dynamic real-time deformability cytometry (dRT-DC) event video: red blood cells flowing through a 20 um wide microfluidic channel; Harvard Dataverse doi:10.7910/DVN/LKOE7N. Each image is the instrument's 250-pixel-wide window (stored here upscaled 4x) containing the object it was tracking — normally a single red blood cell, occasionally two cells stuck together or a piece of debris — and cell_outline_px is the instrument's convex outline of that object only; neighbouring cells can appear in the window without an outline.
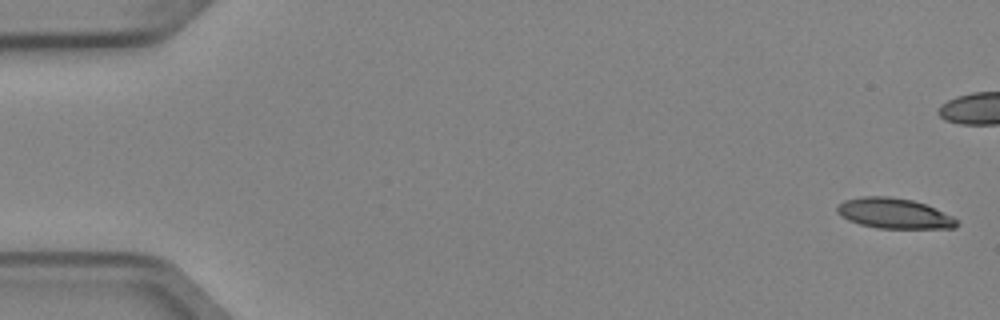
{"species": "Egyptian fruit bat (a non-hibernating species)", "species_latin": "Rousettus aegyptiacus", "temperature_condition": "cold", "stored_images_in_passage": 8, "camera_frame_rate_fps": 3000, "um_per_image_px": 0.085, "animal": {"sex": "female"}, "frame": {"image": 1, "passage_image": 1, "time_ms": 0.0, "image_size_px": [1000, 320], "cell_outline_px": [[960, 224], [956, 228], [876, 228], [860, 224], [848, 220], [840, 216], [836, 212], [836, 208], [844, 200], [864, 196], [888, 196], [912, 200], [924, 204], [952, 216]], "centroid_in_image_um": [75.97, 18.14], "position_along_channel_um": 9.0, "area_um2": 21.04}}